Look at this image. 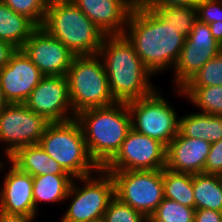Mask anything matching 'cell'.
<instances>
[{
    "instance_id": "1",
    "label": "cell",
    "mask_w": 222,
    "mask_h": 222,
    "mask_svg": "<svg viewBox=\"0 0 222 222\" xmlns=\"http://www.w3.org/2000/svg\"><path fill=\"white\" fill-rule=\"evenodd\" d=\"M123 35L153 75L168 68L173 70L186 39L155 11L136 7L130 13Z\"/></svg>"
},
{
    "instance_id": "2",
    "label": "cell",
    "mask_w": 222,
    "mask_h": 222,
    "mask_svg": "<svg viewBox=\"0 0 222 222\" xmlns=\"http://www.w3.org/2000/svg\"><path fill=\"white\" fill-rule=\"evenodd\" d=\"M103 62L110 92L116 102H130L156 90L154 75L142 63L124 35L106 36L97 54Z\"/></svg>"
},
{
    "instance_id": "3",
    "label": "cell",
    "mask_w": 222,
    "mask_h": 222,
    "mask_svg": "<svg viewBox=\"0 0 222 222\" xmlns=\"http://www.w3.org/2000/svg\"><path fill=\"white\" fill-rule=\"evenodd\" d=\"M75 119L81 126L88 153L99 168L116 155L132 128L125 102L81 111Z\"/></svg>"
},
{
    "instance_id": "4",
    "label": "cell",
    "mask_w": 222,
    "mask_h": 222,
    "mask_svg": "<svg viewBox=\"0 0 222 222\" xmlns=\"http://www.w3.org/2000/svg\"><path fill=\"white\" fill-rule=\"evenodd\" d=\"M41 27L75 56L97 55L106 37L71 0H49Z\"/></svg>"
},
{
    "instance_id": "5",
    "label": "cell",
    "mask_w": 222,
    "mask_h": 222,
    "mask_svg": "<svg viewBox=\"0 0 222 222\" xmlns=\"http://www.w3.org/2000/svg\"><path fill=\"white\" fill-rule=\"evenodd\" d=\"M39 144L74 178L91 175L99 169L88 153L81 126L75 118L49 123Z\"/></svg>"
},
{
    "instance_id": "6",
    "label": "cell",
    "mask_w": 222,
    "mask_h": 222,
    "mask_svg": "<svg viewBox=\"0 0 222 222\" xmlns=\"http://www.w3.org/2000/svg\"><path fill=\"white\" fill-rule=\"evenodd\" d=\"M69 97L75 115L116 103L98 55L75 56L67 72Z\"/></svg>"
},
{
    "instance_id": "7",
    "label": "cell",
    "mask_w": 222,
    "mask_h": 222,
    "mask_svg": "<svg viewBox=\"0 0 222 222\" xmlns=\"http://www.w3.org/2000/svg\"><path fill=\"white\" fill-rule=\"evenodd\" d=\"M96 174V175H95ZM80 181L82 186L76 185ZM66 200H71L60 222H99L115 197L112 175L99 168L96 173L74 178Z\"/></svg>"
},
{
    "instance_id": "8",
    "label": "cell",
    "mask_w": 222,
    "mask_h": 222,
    "mask_svg": "<svg viewBox=\"0 0 222 222\" xmlns=\"http://www.w3.org/2000/svg\"><path fill=\"white\" fill-rule=\"evenodd\" d=\"M157 89L148 96L127 102L131 127L163 143L166 147L178 134V114Z\"/></svg>"
},
{
    "instance_id": "9",
    "label": "cell",
    "mask_w": 222,
    "mask_h": 222,
    "mask_svg": "<svg viewBox=\"0 0 222 222\" xmlns=\"http://www.w3.org/2000/svg\"><path fill=\"white\" fill-rule=\"evenodd\" d=\"M115 197L149 218L164 199L163 169L109 172Z\"/></svg>"
},
{
    "instance_id": "10",
    "label": "cell",
    "mask_w": 222,
    "mask_h": 222,
    "mask_svg": "<svg viewBox=\"0 0 222 222\" xmlns=\"http://www.w3.org/2000/svg\"><path fill=\"white\" fill-rule=\"evenodd\" d=\"M50 122L24 103L9 104L0 112V143L9 158L23 146L38 144Z\"/></svg>"
},
{
    "instance_id": "11",
    "label": "cell",
    "mask_w": 222,
    "mask_h": 222,
    "mask_svg": "<svg viewBox=\"0 0 222 222\" xmlns=\"http://www.w3.org/2000/svg\"><path fill=\"white\" fill-rule=\"evenodd\" d=\"M167 147L131 128L116 155L103 167L107 172L160 170L166 167Z\"/></svg>"
},
{
    "instance_id": "12",
    "label": "cell",
    "mask_w": 222,
    "mask_h": 222,
    "mask_svg": "<svg viewBox=\"0 0 222 222\" xmlns=\"http://www.w3.org/2000/svg\"><path fill=\"white\" fill-rule=\"evenodd\" d=\"M220 50L221 46L212 36L209 24L197 20L186 37L173 68L176 87L174 91L177 88L182 89L210 59L220 53Z\"/></svg>"
},
{
    "instance_id": "13",
    "label": "cell",
    "mask_w": 222,
    "mask_h": 222,
    "mask_svg": "<svg viewBox=\"0 0 222 222\" xmlns=\"http://www.w3.org/2000/svg\"><path fill=\"white\" fill-rule=\"evenodd\" d=\"M24 104L50 123L76 117L70 102L66 76H44Z\"/></svg>"
},
{
    "instance_id": "14",
    "label": "cell",
    "mask_w": 222,
    "mask_h": 222,
    "mask_svg": "<svg viewBox=\"0 0 222 222\" xmlns=\"http://www.w3.org/2000/svg\"><path fill=\"white\" fill-rule=\"evenodd\" d=\"M21 50L44 76H66L75 57L41 26L33 31Z\"/></svg>"
},
{
    "instance_id": "15",
    "label": "cell",
    "mask_w": 222,
    "mask_h": 222,
    "mask_svg": "<svg viewBox=\"0 0 222 222\" xmlns=\"http://www.w3.org/2000/svg\"><path fill=\"white\" fill-rule=\"evenodd\" d=\"M44 77L21 49L0 69V84L9 104L25 103L32 90Z\"/></svg>"
},
{
    "instance_id": "16",
    "label": "cell",
    "mask_w": 222,
    "mask_h": 222,
    "mask_svg": "<svg viewBox=\"0 0 222 222\" xmlns=\"http://www.w3.org/2000/svg\"><path fill=\"white\" fill-rule=\"evenodd\" d=\"M10 168L6 171L0 189V211L6 214L36 218L33 199V177L20 171L8 159Z\"/></svg>"
},
{
    "instance_id": "17",
    "label": "cell",
    "mask_w": 222,
    "mask_h": 222,
    "mask_svg": "<svg viewBox=\"0 0 222 222\" xmlns=\"http://www.w3.org/2000/svg\"><path fill=\"white\" fill-rule=\"evenodd\" d=\"M105 36L123 35L134 0H71Z\"/></svg>"
},
{
    "instance_id": "18",
    "label": "cell",
    "mask_w": 222,
    "mask_h": 222,
    "mask_svg": "<svg viewBox=\"0 0 222 222\" xmlns=\"http://www.w3.org/2000/svg\"><path fill=\"white\" fill-rule=\"evenodd\" d=\"M211 143L182 136L179 132L167 146L166 168L191 174L203 173Z\"/></svg>"
},
{
    "instance_id": "19",
    "label": "cell",
    "mask_w": 222,
    "mask_h": 222,
    "mask_svg": "<svg viewBox=\"0 0 222 222\" xmlns=\"http://www.w3.org/2000/svg\"><path fill=\"white\" fill-rule=\"evenodd\" d=\"M20 171L32 177L47 174H68L63 167L47 154L40 144L23 146L7 158Z\"/></svg>"
},
{
    "instance_id": "20",
    "label": "cell",
    "mask_w": 222,
    "mask_h": 222,
    "mask_svg": "<svg viewBox=\"0 0 222 222\" xmlns=\"http://www.w3.org/2000/svg\"><path fill=\"white\" fill-rule=\"evenodd\" d=\"M178 132L188 138H197L214 143L222 139V115L202 112L179 117Z\"/></svg>"
},
{
    "instance_id": "21",
    "label": "cell",
    "mask_w": 222,
    "mask_h": 222,
    "mask_svg": "<svg viewBox=\"0 0 222 222\" xmlns=\"http://www.w3.org/2000/svg\"><path fill=\"white\" fill-rule=\"evenodd\" d=\"M38 26L0 0V40L21 49Z\"/></svg>"
},
{
    "instance_id": "22",
    "label": "cell",
    "mask_w": 222,
    "mask_h": 222,
    "mask_svg": "<svg viewBox=\"0 0 222 222\" xmlns=\"http://www.w3.org/2000/svg\"><path fill=\"white\" fill-rule=\"evenodd\" d=\"M74 177L70 174H47L33 177V199L35 210L38 204L65 202Z\"/></svg>"
},
{
    "instance_id": "23",
    "label": "cell",
    "mask_w": 222,
    "mask_h": 222,
    "mask_svg": "<svg viewBox=\"0 0 222 222\" xmlns=\"http://www.w3.org/2000/svg\"><path fill=\"white\" fill-rule=\"evenodd\" d=\"M195 210L212 209L222 212V175L193 174Z\"/></svg>"
},
{
    "instance_id": "24",
    "label": "cell",
    "mask_w": 222,
    "mask_h": 222,
    "mask_svg": "<svg viewBox=\"0 0 222 222\" xmlns=\"http://www.w3.org/2000/svg\"><path fill=\"white\" fill-rule=\"evenodd\" d=\"M164 198L195 209L193 174L163 168Z\"/></svg>"
},
{
    "instance_id": "25",
    "label": "cell",
    "mask_w": 222,
    "mask_h": 222,
    "mask_svg": "<svg viewBox=\"0 0 222 222\" xmlns=\"http://www.w3.org/2000/svg\"><path fill=\"white\" fill-rule=\"evenodd\" d=\"M176 91L180 96L188 98L200 112L222 115V86L183 87Z\"/></svg>"
},
{
    "instance_id": "26",
    "label": "cell",
    "mask_w": 222,
    "mask_h": 222,
    "mask_svg": "<svg viewBox=\"0 0 222 222\" xmlns=\"http://www.w3.org/2000/svg\"><path fill=\"white\" fill-rule=\"evenodd\" d=\"M168 25L187 37L198 20L197 8L193 6H167L154 10Z\"/></svg>"
},
{
    "instance_id": "27",
    "label": "cell",
    "mask_w": 222,
    "mask_h": 222,
    "mask_svg": "<svg viewBox=\"0 0 222 222\" xmlns=\"http://www.w3.org/2000/svg\"><path fill=\"white\" fill-rule=\"evenodd\" d=\"M195 209L164 198L148 222H193Z\"/></svg>"
},
{
    "instance_id": "28",
    "label": "cell",
    "mask_w": 222,
    "mask_h": 222,
    "mask_svg": "<svg viewBox=\"0 0 222 222\" xmlns=\"http://www.w3.org/2000/svg\"><path fill=\"white\" fill-rule=\"evenodd\" d=\"M222 86V54L210 59L184 87Z\"/></svg>"
},
{
    "instance_id": "29",
    "label": "cell",
    "mask_w": 222,
    "mask_h": 222,
    "mask_svg": "<svg viewBox=\"0 0 222 222\" xmlns=\"http://www.w3.org/2000/svg\"><path fill=\"white\" fill-rule=\"evenodd\" d=\"M14 12L27 16L37 26H42L49 0H1Z\"/></svg>"
},
{
    "instance_id": "30",
    "label": "cell",
    "mask_w": 222,
    "mask_h": 222,
    "mask_svg": "<svg viewBox=\"0 0 222 222\" xmlns=\"http://www.w3.org/2000/svg\"><path fill=\"white\" fill-rule=\"evenodd\" d=\"M102 222H148V218L114 197L103 215Z\"/></svg>"
},
{
    "instance_id": "31",
    "label": "cell",
    "mask_w": 222,
    "mask_h": 222,
    "mask_svg": "<svg viewBox=\"0 0 222 222\" xmlns=\"http://www.w3.org/2000/svg\"><path fill=\"white\" fill-rule=\"evenodd\" d=\"M197 17L203 23H222V0H201L197 5Z\"/></svg>"
},
{
    "instance_id": "32",
    "label": "cell",
    "mask_w": 222,
    "mask_h": 222,
    "mask_svg": "<svg viewBox=\"0 0 222 222\" xmlns=\"http://www.w3.org/2000/svg\"><path fill=\"white\" fill-rule=\"evenodd\" d=\"M201 0H134V7L142 10L154 11L167 6H193Z\"/></svg>"
},
{
    "instance_id": "33",
    "label": "cell",
    "mask_w": 222,
    "mask_h": 222,
    "mask_svg": "<svg viewBox=\"0 0 222 222\" xmlns=\"http://www.w3.org/2000/svg\"><path fill=\"white\" fill-rule=\"evenodd\" d=\"M204 173L222 175V139L211 144Z\"/></svg>"
},
{
    "instance_id": "34",
    "label": "cell",
    "mask_w": 222,
    "mask_h": 222,
    "mask_svg": "<svg viewBox=\"0 0 222 222\" xmlns=\"http://www.w3.org/2000/svg\"><path fill=\"white\" fill-rule=\"evenodd\" d=\"M193 222H222V212L212 209L195 210Z\"/></svg>"
},
{
    "instance_id": "35",
    "label": "cell",
    "mask_w": 222,
    "mask_h": 222,
    "mask_svg": "<svg viewBox=\"0 0 222 222\" xmlns=\"http://www.w3.org/2000/svg\"><path fill=\"white\" fill-rule=\"evenodd\" d=\"M17 51L12 44L0 40V69L5 67L10 61L11 56Z\"/></svg>"
},
{
    "instance_id": "36",
    "label": "cell",
    "mask_w": 222,
    "mask_h": 222,
    "mask_svg": "<svg viewBox=\"0 0 222 222\" xmlns=\"http://www.w3.org/2000/svg\"><path fill=\"white\" fill-rule=\"evenodd\" d=\"M33 217L23 215L6 214L0 211V222H33Z\"/></svg>"
},
{
    "instance_id": "37",
    "label": "cell",
    "mask_w": 222,
    "mask_h": 222,
    "mask_svg": "<svg viewBox=\"0 0 222 222\" xmlns=\"http://www.w3.org/2000/svg\"><path fill=\"white\" fill-rule=\"evenodd\" d=\"M209 27L211 30V34L217 43L221 46L222 45V23H209Z\"/></svg>"
},
{
    "instance_id": "38",
    "label": "cell",
    "mask_w": 222,
    "mask_h": 222,
    "mask_svg": "<svg viewBox=\"0 0 222 222\" xmlns=\"http://www.w3.org/2000/svg\"><path fill=\"white\" fill-rule=\"evenodd\" d=\"M9 105V102L6 100L3 89L1 88L0 84V112Z\"/></svg>"
},
{
    "instance_id": "39",
    "label": "cell",
    "mask_w": 222,
    "mask_h": 222,
    "mask_svg": "<svg viewBox=\"0 0 222 222\" xmlns=\"http://www.w3.org/2000/svg\"><path fill=\"white\" fill-rule=\"evenodd\" d=\"M2 168L4 169V163L2 164V166H0V170L2 171Z\"/></svg>"
}]
</instances>
